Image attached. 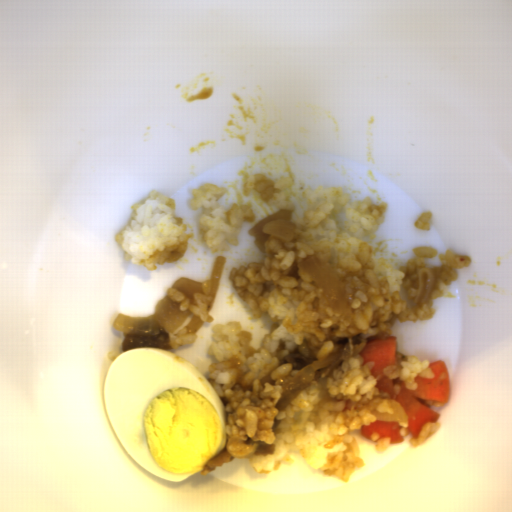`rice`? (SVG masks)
<instances>
[{
    "label": "rice",
    "instance_id": "652b925c",
    "mask_svg": "<svg viewBox=\"0 0 512 512\" xmlns=\"http://www.w3.org/2000/svg\"><path fill=\"white\" fill-rule=\"evenodd\" d=\"M307 209L291 220L290 241L270 237L261 262L233 267L229 280L256 318L272 321L259 349L252 348L251 331L241 322L217 323L211 329L207 355L216 364L208 367L206 380L225 411L224 449L233 459L250 461L258 473L292 464L300 454L312 470L325 477L349 482L364 467L359 443L352 431L378 419L371 413L387 398L377 383L387 376L401 378L405 388L417 389V375L435 378L430 360L420 361L395 351V365L378 376L375 362L363 363L367 341L393 337V325L432 318V300L446 295L458 278V269L471 266L469 254L434 246L415 247L406 265L394 267L385 258L374 259V239L386 213L384 202L371 196L351 201L341 186L306 187ZM321 255L330 262L351 300L350 320L327 303L322 288L306 273L302 261ZM432 268L435 283L426 303H415L418 270ZM354 355L327 378L307 386L285 409L275 408L282 385L297 370L281 362L289 353H303L322 360L344 344Z\"/></svg>",
    "mask_w": 512,
    "mask_h": 512
},
{
    "label": "rice",
    "instance_id": "023b6e5f",
    "mask_svg": "<svg viewBox=\"0 0 512 512\" xmlns=\"http://www.w3.org/2000/svg\"><path fill=\"white\" fill-rule=\"evenodd\" d=\"M131 211L127 224L114 236L126 261L153 271L185 255L190 234L184 219L176 215L174 199L154 190Z\"/></svg>",
    "mask_w": 512,
    "mask_h": 512
},
{
    "label": "rice",
    "instance_id": "8eca5e8b",
    "mask_svg": "<svg viewBox=\"0 0 512 512\" xmlns=\"http://www.w3.org/2000/svg\"><path fill=\"white\" fill-rule=\"evenodd\" d=\"M226 191L225 187L207 182L192 190V199L189 201L191 210L202 208L199 227L206 245L213 253L229 249L228 244L237 246V237L243 224L253 223L256 219L251 204L233 203L230 209L221 208L219 201Z\"/></svg>",
    "mask_w": 512,
    "mask_h": 512
},
{
    "label": "rice",
    "instance_id": "acb35da6",
    "mask_svg": "<svg viewBox=\"0 0 512 512\" xmlns=\"http://www.w3.org/2000/svg\"><path fill=\"white\" fill-rule=\"evenodd\" d=\"M211 289V280L207 279L201 285L202 293L186 297L184 293L170 287L166 291V297L169 296V299L179 303L180 312L191 311V314L199 316L204 323H211L214 319L212 315H208L214 298Z\"/></svg>",
    "mask_w": 512,
    "mask_h": 512
},
{
    "label": "rice",
    "instance_id": "b023fe2a",
    "mask_svg": "<svg viewBox=\"0 0 512 512\" xmlns=\"http://www.w3.org/2000/svg\"><path fill=\"white\" fill-rule=\"evenodd\" d=\"M293 183L292 178L286 177L281 178L277 182L273 183V188L275 193L273 194L277 208L282 209L288 212H293L295 210V206L286 199L285 191L290 188Z\"/></svg>",
    "mask_w": 512,
    "mask_h": 512
},
{
    "label": "rice",
    "instance_id": "e3fd555f",
    "mask_svg": "<svg viewBox=\"0 0 512 512\" xmlns=\"http://www.w3.org/2000/svg\"><path fill=\"white\" fill-rule=\"evenodd\" d=\"M170 341L169 345L172 350H177L183 345L195 344L198 336L193 332H187V327L181 329L178 333L169 334Z\"/></svg>",
    "mask_w": 512,
    "mask_h": 512
},
{
    "label": "rice",
    "instance_id": "a3056103",
    "mask_svg": "<svg viewBox=\"0 0 512 512\" xmlns=\"http://www.w3.org/2000/svg\"><path fill=\"white\" fill-rule=\"evenodd\" d=\"M441 426L440 422H434V423H428L425 422V424L421 427L419 431V437L414 438L413 436L409 439V443L414 447L417 448L422 443L427 441L430 437H432L435 433L438 432L439 428Z\"/></svg>",
    "mask_w": 512,
    "mask_h": 512
},
{
    "label": "rice",
    "instance_id": "f2f60c81",
    "mask_svg": "<svg viewBox=\"0 0 512 512\" xmlns=\"http://www.w3.org/2000/svg\"><path fill=\"white\" fill-rule=\"evenodd\" d=\"M375 442V450L379 452H383L386 448L390 446L391 438L389 437H380L376 432H372L370 439Z\"/></svg>",
    "mask_w": 512,
    "mask_h": 512
},
{
    "label": "rice",
    "instance_id": "0b520998",
    "mask_svg": "<svg viewBox=\"0 0 512 512\" xmlns=\"http://www.w3.org/2000/svg\"><path fill=\"white\" fill-rule=\"evenodd\" d=\"M434 214L432 211L423 212L415 222V227L419 228L421 230H429L430 229V223L429 221L432 220Z\"/></svg>",
    "mask_w": 512,
    "mask_h": 512
},
{
    "label": "rice",
    "instance_id": "e7b20468",
    "mask_svg": "<svg viewBox=\"0 0 512 512\" xmlns=\"http://www.w3.org/2000/svg\"><path fill=\"white\" fill-rule=\"evenodd\" d=\"M376 410L380 413L393 414L394 410L390 406V402L388 399L383 400L380 404H378Z\"/></svg>",
    "mask_w": 512,
    "mask_h": 512
},
{
    "label": "rice",
    "instance_id": "d2b440a0",
    "mask_svg": "<svg viewBox=\"0 0 512 512\" xmlns=\"http://www.w3.org/2000/svg\"><path fill=\"white\" fill-rule=\"evenodd\" d=\"M424 400L428 406L442 407L445 404V402H440L434 398H428V399H424Z\"/></svg>",
    "mask_w": 512,
    "mask_h": 512
},
{
    "label": "rice",
    "instance_id": "50a67109",
    "mask_svg": "<svg viewBox=\"0 0 512 512\" xmlns=\"http://www.w3.org/2000/svg\"><path fill=\"white\" fill-rule=\"evenodd\" d=\"M399 425L401 426V429H400V434L402 437H405L406 435H408L409 433H411L409 430H408V427H409V422H399Z\"/></svg>",
    "mask_w": 512,
    "mask_h": 512
},
{
    "label": "rice",
    "instance_id": "fb1fb577",
    "mask_svg": "<svg viewBox=\"0 0 512 512\" xmlns=\"http://www.w3.org/2000/svg\"><path fill=\"white\" fill-rule=\"evenodd\" d=\"M401 393V386L396 384L394 385L393 387V393H392V399H396L397 400V396Z\"/></svg>",
    "mask_w": 512,
    "mask_h": 512
}]
</instances>
